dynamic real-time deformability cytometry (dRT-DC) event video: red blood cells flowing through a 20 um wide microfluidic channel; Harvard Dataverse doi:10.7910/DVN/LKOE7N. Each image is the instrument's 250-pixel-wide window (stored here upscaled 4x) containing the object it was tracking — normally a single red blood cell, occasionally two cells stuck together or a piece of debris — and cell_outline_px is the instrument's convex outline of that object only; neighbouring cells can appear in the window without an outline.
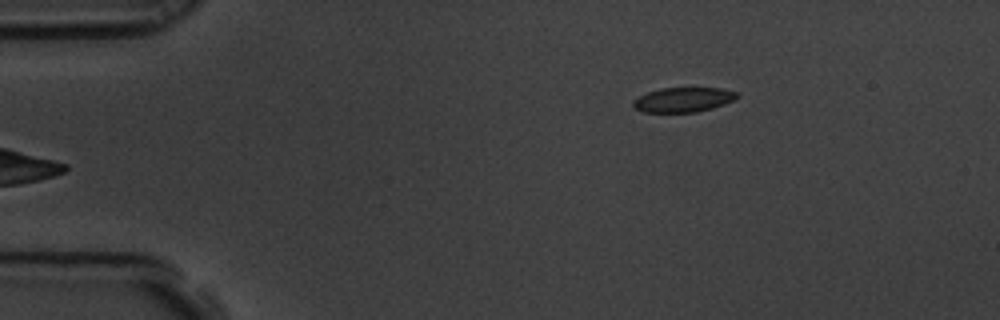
{"species": "common noctule bat (a hibernating species)", "species_latin": "Nyctalus noctula", "temperature_condition": "room temperature", "stored_images_in_passage": 6, "segment_of_instrument_passage": [2, 2], "camera_frame_rate_fps": 3000, "um_per_image_px": 0.085, "animal": {"sex": "male", "body_mass_g": 19.5, "forearm_length_mm": 54.6}, "frame": {"image": 1, "passage_image": 6, "time_ms": 1.667, "image_size_px": [1000, 320], "cell_outline_px": [[740, 96], [724, 104], [712, 108], [696, 112], [644, 112], [636, 108], [632, 104], [632, 100], [648, 92], [660, 88], [720, 88], [736, 92]], "centroid_in_image_um": [58.07, 8.47], "position_along_channel_um": 26.9, "area_um2": 14.8}}